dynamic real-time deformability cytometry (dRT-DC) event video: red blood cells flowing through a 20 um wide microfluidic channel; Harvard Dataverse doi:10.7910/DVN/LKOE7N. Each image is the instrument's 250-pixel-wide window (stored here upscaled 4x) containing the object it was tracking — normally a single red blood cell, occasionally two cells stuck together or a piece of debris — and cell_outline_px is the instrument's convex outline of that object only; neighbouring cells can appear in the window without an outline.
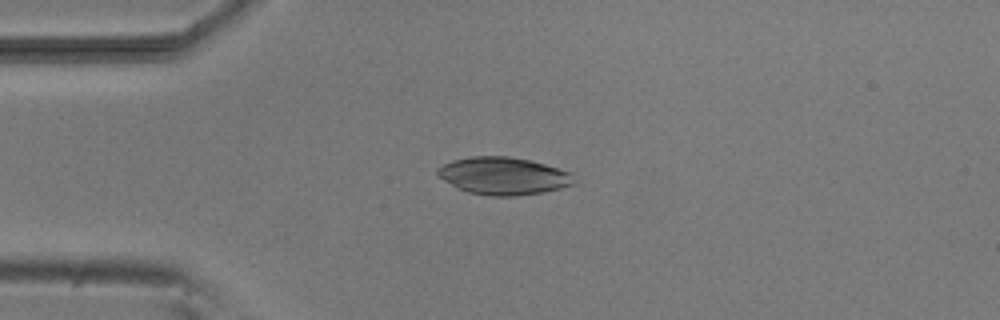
{"species": "common noctule bat (a hibernating species)", "species_latin": "Nyctalus noctula", "temperature_condition": "room temperature", "stored_images_in_passage": 8, "camera_frame_rate_fps": 3000, "um_per_image_px": 0.085, "animal": {"sex": "male", "body_mass_g": 20.5, "forearm_length_mm": 52.5}, "frame": {"image": 1, "passage_image": 3, "time_ms": 2.333, "image_size_px": [1000, 320], "cell_outline_px": [[576, 184], [544, 192], [516, 196], [492, 196], [468, 192], [456, 188], [444, 180], [436, 172], [436, 168], [452, 160], [472, 156], [508, 156], [528, 160], [544, 164], [572, 172]], "centroid_in_image_um": [42.8, 14.96], "position_along_channel_um": 42.2, "area_um2": 29.88}}
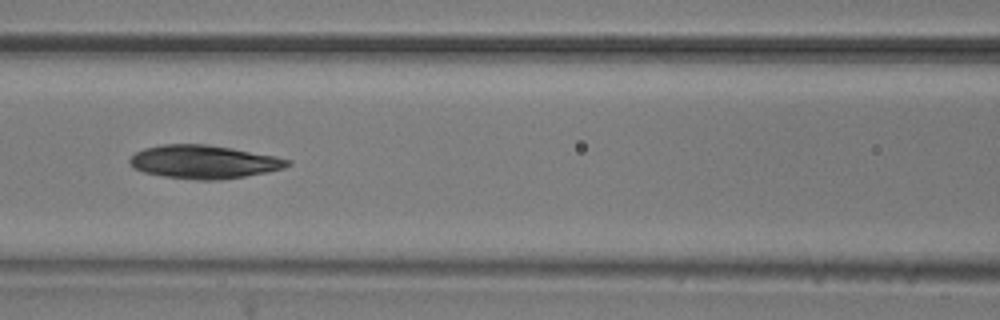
{"frame": {"image": 2, "passage_image": 6, "time_ms": 5.667, "image_size_px": [1000, 320], "cell_outline_px": [[292, 164], [284, 168], [268, 172], [220, 180], [196, 180], [164, 176], [144, 172], [132, 168], [128, 160], [136, 152], [144, 148], [164, 144], [208, 144], [232, 148], [276, 156], [292, 160]], "centroid_in_image_um": [17.34, 13.76], "position_along_channel_um": 149.3, "area_um2": 30.81}}
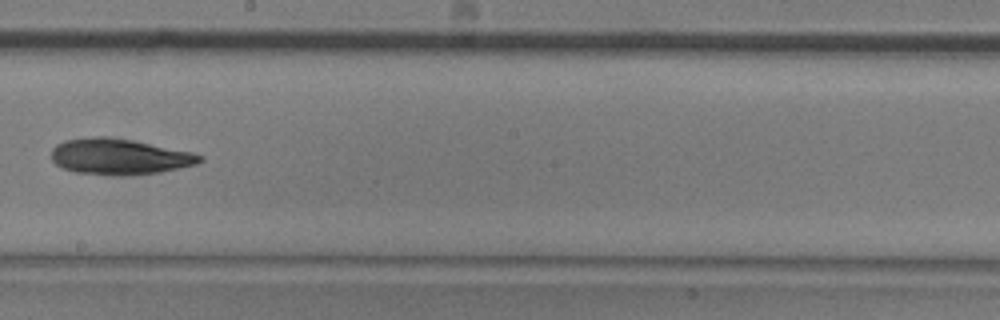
{"frame": {"image": 3, "passage_image": 8, "time_ms": 8.0, "image_size_px": [1000, 320], "cell_outline_px": [[204, 160], [196, 164], [160, 172], [132, 176], [108, 176], [76, 172], [60, 168], [52, 160], [52, 148], [56, 144], [64, 140], [96, 136], [108, 136], [132, 140], [192, 152], [204, 156]], "centroid_in_image_um": [10.13, 13.33], "position_along_channel_um": 238.1, "area_um2": 31.44}}